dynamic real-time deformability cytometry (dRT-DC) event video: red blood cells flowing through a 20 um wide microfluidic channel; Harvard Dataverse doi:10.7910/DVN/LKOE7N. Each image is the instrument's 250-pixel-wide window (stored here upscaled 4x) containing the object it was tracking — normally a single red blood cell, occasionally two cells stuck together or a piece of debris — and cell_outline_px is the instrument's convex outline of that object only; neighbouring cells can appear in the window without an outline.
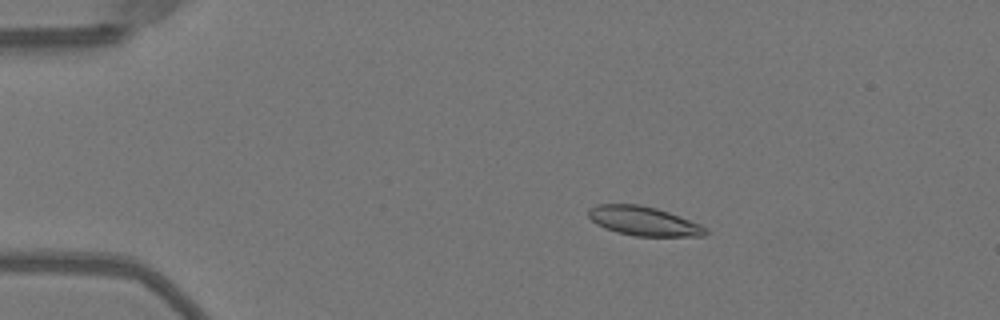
{"species": "Egyptian fruit bat (a non-hibernating species)", "species_latin": "Rousettus aegyptiacus", "temperature_condition": "warm", "stored_images_in_passage": 23, "camera_frame_rate_fps": 3000, "um_per_image_px": 0.085, "animal": {"sex": "female"}, "frame": {"image": 1, "passage_image": 10, "time_ms": 3.0, "image_size_px": [1000, 320], "cell_outline_px": [[708, 232], [704, 236], [636, 236], [616, 232], [604, 228], [596, 224], [588, 216], [588, 208], [596, 204], [640, 204], [656, 208], [668, 212], [700, 224], [708, 228]], "centroid_in_image_um": [54.69, 18.79], "position_along_channel_um": 30.3, "area_um2": 20.0}}
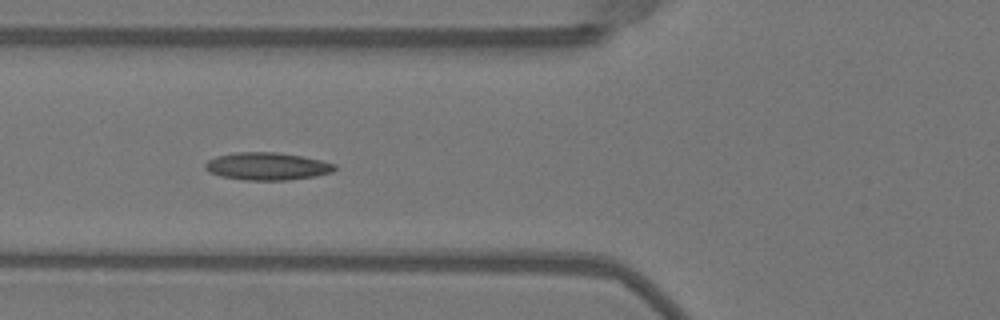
{"frame": {"image": 2, "passage_image": 20, "time_ms": 6.333, "image_size_px": [1000, 320], "cell_outline_px": [[336, 168], [332, 172], [316, 176], [288, 180], [244, 180], [220, 176], [208, 172], [204, 168], [204, 164], [208, 160], [216, 156], [232, 152], [280, 152], [304, 156], [336, 164]], "centroid_in_image_um": [22.69, 14.12], "position_along_channel_um": 103.1, "area_um2": 21.1}}
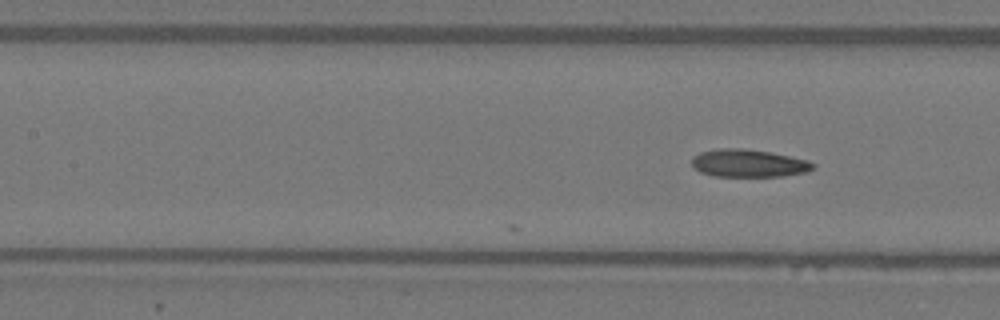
{"frame": {"image": 3, "passage_image": 23, "time_ms": 7.333, "image_size_px": [1000, 320], "cell_outline_px": [[816, 168], [808, 172], [784, 176], [716, 176], [700, 172], [692, 164], [692, 156], [700, 152], [720, 148], [744, 148], [768, 152], [808, 160], [816, 164]], "centroid_in_image_um": [63.66, 13.88], "position_along_channel_um": 143.7, "area_um2": 19.59}}